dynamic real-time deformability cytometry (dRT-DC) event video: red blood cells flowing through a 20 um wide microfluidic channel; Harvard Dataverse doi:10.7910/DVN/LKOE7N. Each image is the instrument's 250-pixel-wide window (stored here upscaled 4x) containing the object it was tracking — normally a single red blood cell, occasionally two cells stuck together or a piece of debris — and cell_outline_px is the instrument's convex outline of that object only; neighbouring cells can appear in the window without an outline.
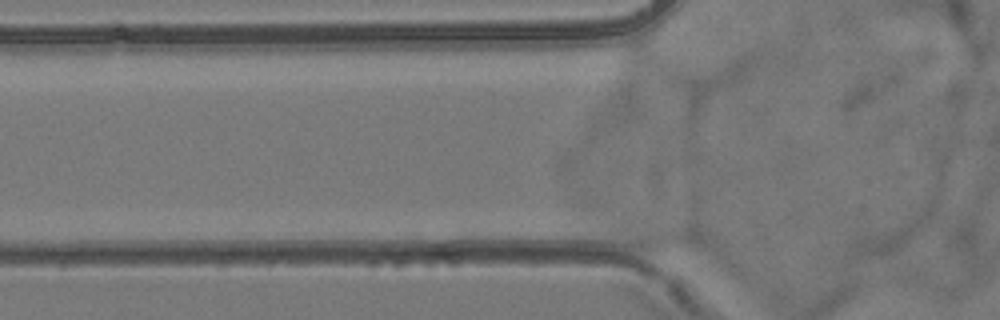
{"species": "common noctule bat (a hibernating species)", "species_latin": "Nyctalus noctula", "temperature_condition": "room temperature", "stored_images_in_passage": 4, "camera_frame_rate_fps": 3000, "um_per_image_px": 0.085, "animal": {"sex": "female", "body_mass_g": 24.6, "forearm_length_mm": 56.2}, "frame": {"image": 1, "passage_image": 3, "time_ms": 0.667, "image_size_px": [1000, 320], "cell_outline_px": [[704, 248], [648, 252], [624, 244], [620, 232], [624, 228], [696, 232]], "centroid_in_image_um": [56.14, 20.39], "position_along_channel_um": 69.7, "area_um2": 10.87}}